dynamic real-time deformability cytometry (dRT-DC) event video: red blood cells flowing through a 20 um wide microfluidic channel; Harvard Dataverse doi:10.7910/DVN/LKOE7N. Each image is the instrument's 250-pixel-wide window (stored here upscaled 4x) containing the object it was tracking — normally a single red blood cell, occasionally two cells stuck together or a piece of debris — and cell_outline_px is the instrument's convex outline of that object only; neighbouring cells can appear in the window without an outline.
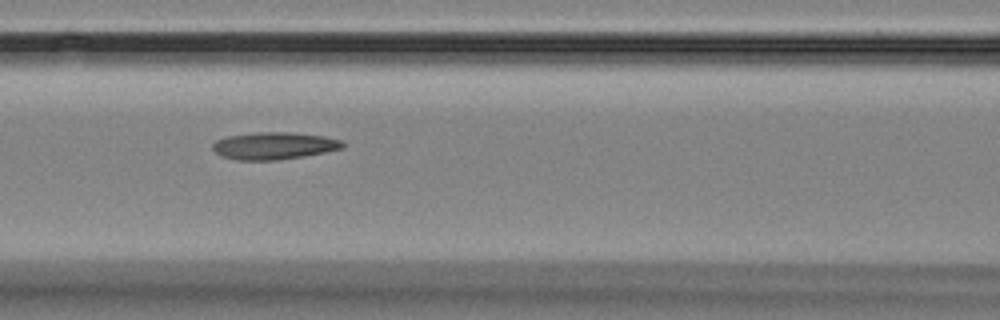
{"species": "Egyptian fruit bat (a non-hibernating species)", "species_latin": "Rousettus aegyptiacus", "temperature_condition": "room temperature", "stored_images_in_passage": 5, "camera_frame_rate_fps": 3000, "um_per_image_px": 0.085, "animal": {"sex": "female"}, "frame": {"image": 1, "passage_image": 5, "time_ms": 4.667, "image_size_px": [1000, 320], "cell_outline_px": [[344, 148], [304, 156], [276, 160], [236, 160], [220, 156], [212, 148], [212, 144], [216, 140], [224, 136], [260, 132], [288, 132], [324, 136], [344, 140]], "centroid_in_image_um": [23.28, 12.39], "position_along_channel_um": 143.3, "area_um2": 20.75}}